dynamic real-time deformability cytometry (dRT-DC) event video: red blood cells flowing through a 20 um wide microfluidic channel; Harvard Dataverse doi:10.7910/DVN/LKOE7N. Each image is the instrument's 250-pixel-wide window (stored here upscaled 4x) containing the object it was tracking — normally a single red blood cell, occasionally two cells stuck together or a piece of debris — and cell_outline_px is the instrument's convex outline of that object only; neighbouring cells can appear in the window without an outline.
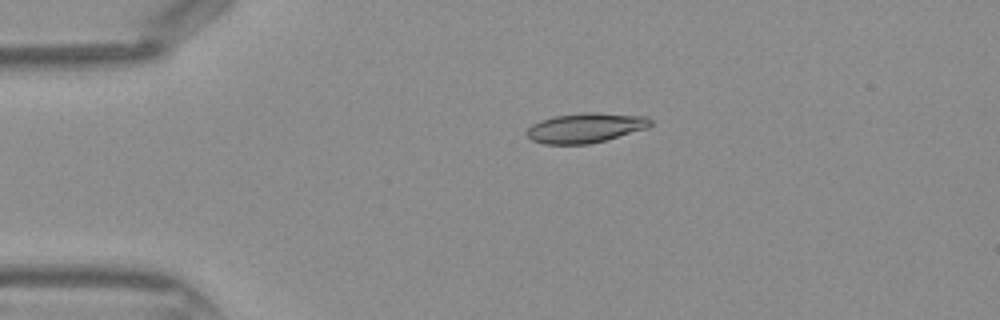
{"species": "Egyptian fruit bat (a non-hibernating species)", "species_latin": "Rousettus aegyptiacus", "temperature_condition": "warm", "stored_images_in_passage": 35, "camera_frame_rate_fps": 3000, "um_per_image_px": 0.085, "frame": {"image": 1, "passage_image": 1, "time_ms": 0.0, "image_size_px": [1000, 320], "cell_outline_px": [[652, 124], [648, 128], [604, 140], [588, 144], [544, 144], [532, 140], [528, 136], [528, 128], [532, 124], [540, 120], [556, 116], [584, 112], [592, 112], [648, 116], [652, 120]], "centroid_in_image_um": [49.8, 10.86], "position_along_channel_um": 35.2, "area_um2": 21.33}}
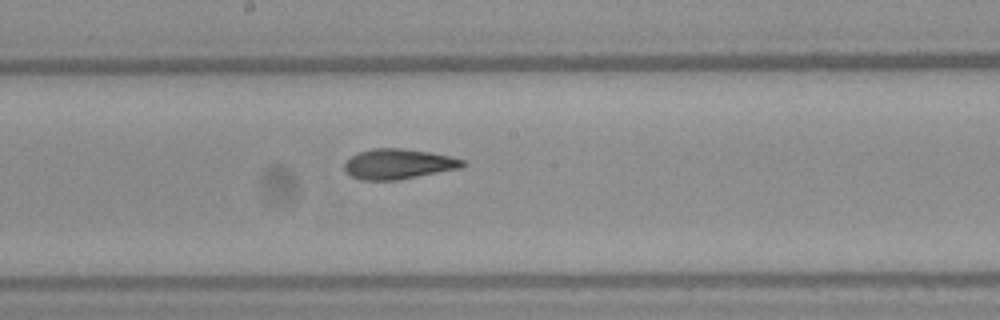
{"frame": {"image": 2, "passage_image": 15, "time_ms": 4.667, "image_size_px": [1000, 320], "cell_outline_px": [[468, 164], [460, 168], [400, 180], [360, 180], [352, 176], [344, 168], [344, 164], [352, 156], [360, 152], [372, 148], [400, 148], [432, 152], [464, 160]], "centroid_in_image_um": [33.89, 13.94], "position_along_channel_um": 214.3, "area_um2": 20.75}}
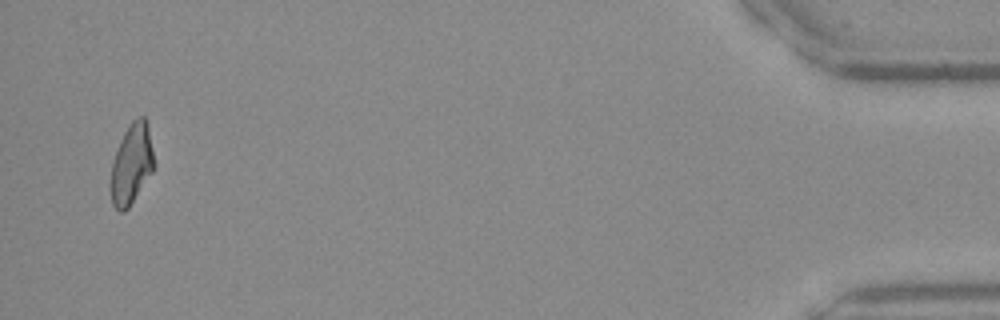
{"frame": {"image": 3, "passage_image": 34, "time_ms": 11.0, "image_size_px": [1000, 320], "cell_outline_px": [[156, 164], [152, 172], [128, 208], [124, 212], [120, 212], [112, 204], [108, 188], [108, 184], [112, 160], [120, 140], [128, 124], [136, 116], [144, 116], [148, 124]], "centroid_in_image_um": [11.16, 13.94], "position_along_channel_um": 424.0, "area_um2": 20.98}}